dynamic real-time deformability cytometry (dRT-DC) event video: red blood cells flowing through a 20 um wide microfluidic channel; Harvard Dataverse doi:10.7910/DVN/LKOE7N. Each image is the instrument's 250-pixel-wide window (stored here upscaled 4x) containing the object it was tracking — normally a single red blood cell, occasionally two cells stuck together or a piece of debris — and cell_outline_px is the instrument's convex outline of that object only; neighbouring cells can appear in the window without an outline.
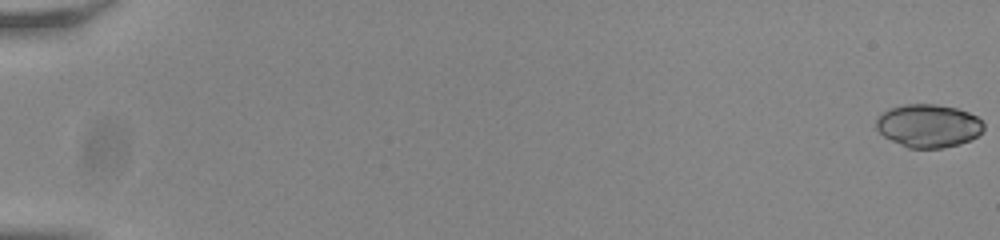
{"species": "common noctule bat (a hibernating species)", "species_latin": "Nyctalus noctula", "temperature_condition": "room temperature", "stored_images_in_passage": 56, "camera_frame_rate_fps": 3000, "um_per_image_px": 0.085, "animal": {"sex": "male", "body_mass_g": 20.0, "forearm_length_mm": 53.3}, "frame": {"image": 1, "passage_image": 1, "time_ms": 0.0, "image_size_px": [1000, 240], "cell_outline_px": [[984, 128], [976, 136], [960, 144], [944, 148], [908, 148], [884, 136], [876, 128], [876, 120], [884, 112], [892, 108], [904, 104], [936, 104], [956, 108], [968, 112], [976, 116], [984, 124]], "centroid_in_image_um": [78.92, 10.69], "position_along_channel_um": 6.1, "area_um2": 26.76}}
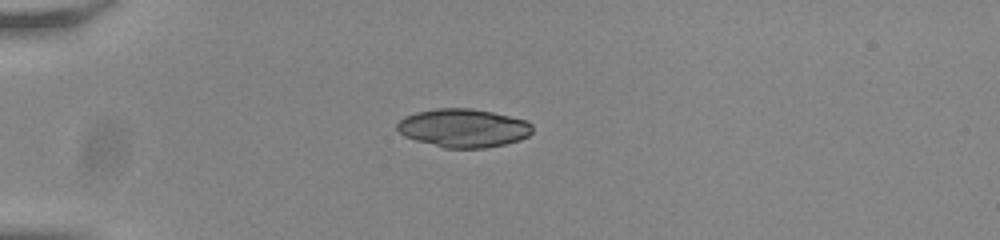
{"frame": {"image": 2, "passage_image": 17, "time_ms": 5.333, "image_size_px": [1000, 240], "cell_outline_px": [[532, 132], [528, 136], [520, 140], [504, 144], [484, 148], [444, 148], [416, 140], [404, 136], [396, 128], [396, 124], [404, 116], [416, 112], [436, 108], [472, 108], [492, 112], [524, 120], [532, 124]], "centroid_in_image_um": [39.37, 10.88], "position_along_channel_um": 45.6, "area_um2": 30.29}}